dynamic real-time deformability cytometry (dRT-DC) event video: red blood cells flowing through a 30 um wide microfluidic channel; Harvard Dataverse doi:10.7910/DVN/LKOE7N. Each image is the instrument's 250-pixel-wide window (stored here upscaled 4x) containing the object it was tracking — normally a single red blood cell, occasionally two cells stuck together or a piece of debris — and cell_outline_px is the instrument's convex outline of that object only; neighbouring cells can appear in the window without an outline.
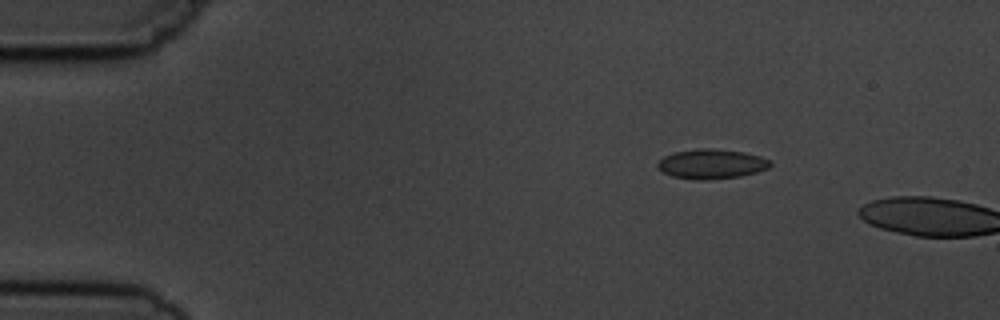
{"species": "common noctule bat (a hibernating species)", "species_latin": "Nyctalus noctula", "temperature_condition": "cold", "stored_images_in_passage": 3, "camera_frame_rate_fps": 3000, "um_per_image_px": 0.085, "animal": {"sex": "male", "body_mass_g": 19.5, "forearm_length_mm": 54.6}, "frame": {"image": 1, "passage_image": 2, "time_ms": 2.333, "image_size_px": [1000, 320], "cell_outline_px": [[772, 164], [768, 168], [756, 172], [740, 176], [708, 180], [696, 180], [672, 176], [656, 168], [656, 164], [664, 156], [672, 152], [700, 148], [712, 148], [744, 152], [760, 156], [768, 160]], "centroid_in_image_um": [60.44, 13.93], "position_along_channel_um": 24.6, "area_um2": 19.54}}